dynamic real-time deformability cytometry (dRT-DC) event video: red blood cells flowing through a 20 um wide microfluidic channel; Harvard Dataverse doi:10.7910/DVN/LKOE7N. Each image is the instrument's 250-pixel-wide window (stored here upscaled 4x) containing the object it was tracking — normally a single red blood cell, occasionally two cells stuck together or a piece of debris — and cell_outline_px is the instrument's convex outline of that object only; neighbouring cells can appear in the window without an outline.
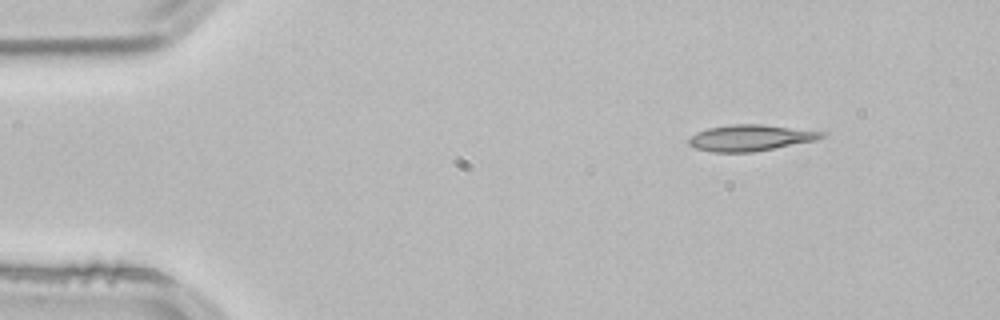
{"species": "common noctule bat (a hibernating species)", "species_latin": "Nyctalus noctula", "temperature_condition": "room temperature", "stored_images_in_passage": 47, "camera_frame_rate_fps": 3000, "um_per_image_px": 0.085, "animal": {"sex": "male", "body_mass_g": 21.5, "forearm_length_mm": 52.0}, "frame": {"image": 1, "passage_image": 1, "time_ms": 0.0, "image_size_px": [1000, 320], "cell_outline_px": [[828, 132], [824, 136], [816, 140], [752, 152], [712, 152], [696, 148], [688, 144], [688, 140], [696, 132], [708, 128], [732, 124], [764, 124]], "centroid_in_image_um": [63.79, 11.7], "position_along_channel_um": 21.2, "area_um2": 20.23}}
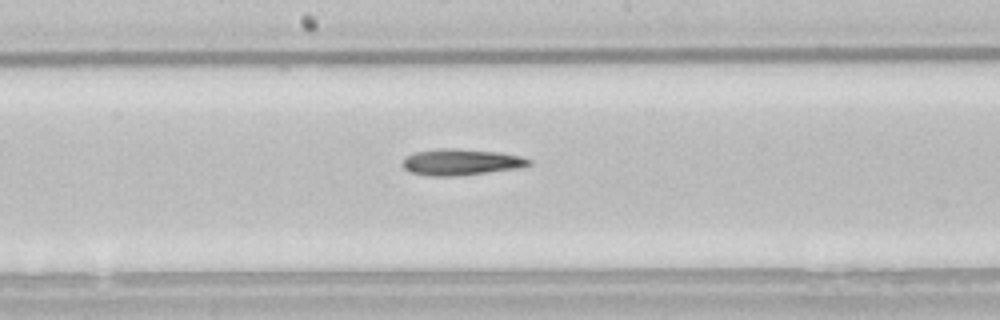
{"frame": {"image": 2, "passage_image": 22, "time_ms": 7.0, "image_size_px": [1000, 320], "cell_outline_px": [[532, 164], [516, 168], [456, 176], [428, 176], [412, 172], [404, 168], [404, 156], [412, 152], [440, 148], [456, 148], [500, 152], [520, 156], [532, 160]], "centroid_in_image_um": [39.16, 13.76], "position_along_channel_um": 209.0, "area_um2": 19.31}}
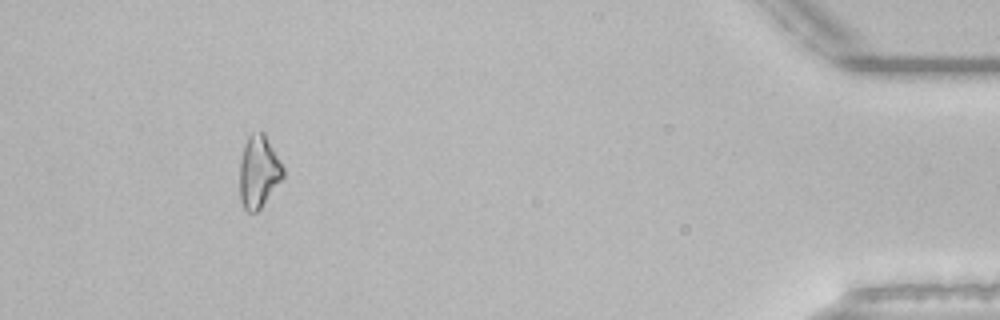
{"frame": {"image": 3, "passage_image": 43, "time_ms": 14.0, "image_size_px": [1000, 320], "cell_outline_px": [[284, 176], [260, 208], [256, 212], [248, 212], [244, 208], [240, 200], [240, 160], [244, 144], [248, 136], [252, 132], [264, 132], [284, 168]], "centroid_in_image_um": [21.97, 14.58], "position_along_channel_um": 413.2, "area_um2": 18.15}}